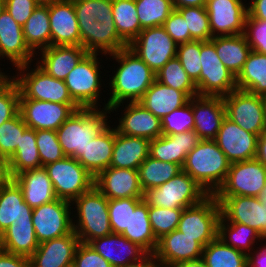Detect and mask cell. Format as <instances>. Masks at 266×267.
I'll use <instances>...</instances> for the list:
<instances>
[{
	"label": "cell",
	"instance_id": "obj_1",
	"mask_svg": "<svg viewBox=\"0 0 266 267\" xmlns=\"http://www.w3.org/2000/svg\"><path fill=\"white\" fill-rule=\"evenodd\" d=\"M78 21L81 46L88 53L110 55L127 48L119 36L112 14V0H72Z\"/></svg>",
	"mask_w": 266,
	"mask_h": 267
},
{
	"label": "cell",
	"instance_id": "obj_2",
	"mask_svg": "<svg viewBox=\"0 0 266 267\" xmlns=\"http://www.w3.org/2000/svg\"><path fill=\"white\" fill-rule=\"evenodd\" d=\"M109 56L119 65L109 82L110 97L104 106L113 113L126 100L138 102L156 80V74L128 47Z\"/></svg>",
	"mask_w": 266,
	"mask_h": 267
},
{
	"label": "cell",
	"instance_id": "obj_3",
	"mask_svg": "<svg viewBox=\"0 0 266 267\" xmlns=\"http://www.w3.org/2000/svg\"><path fill=\"white\" fill-rule=\"evenodd\" d=\"M230 164L215 140H199L186 155L182 171L189 174L208 195H214L224 183Z\"/></svg>",
	"mask_w": 266,
	"mask_h": 267
},
{
	"label": "cell",
	"instance_id": "obj_4",
	"mask_svg": "<svg viewBox=\"0 0 266 267\" xmlns=\"http://www.w3.org/2000/svg\"><path fill=\"white\" fill-rule=\"evenodd\" d=\"M106 108H80L56 130L65 156L77 159L88 143L111 122Z\"/></svg>",
	"mask_w": 266,
	"mask_h": 267
},
{
	"label": "cell",
	"instance_id": "obj_5",
	"mask_svg": "<svg viewBox=\"0 0 266 267\" xmlns=\"http://www.w3.org/2000/svg\"><path fill=\"white\" fill-rule=\"evenodd\" d=\"M75 206V215L72 218L73 231L80 242L89 244L92 240L112 234L108 198L95 186L81 194L72 203ZM76 223V224H75Z\"/></svg>",
	"mask_w": 266,
	"mask_h": 267
},
{
	"label": "cell",
	"instance_id": "obj_6",
	"mask_svg": "<svg viewBox=\"0 0 266 267\" xmlns=\"http://www.w3.org/2000/svg\"><path fill=\"white\" fill-rule=\"evenodd\" d=\"M30 66L29 63L16 67V70L19 71H17L16 74H18L11 76L19 87L20 99L77 105L72 100L64 80L56 79L48 75L37 63L34 69L31 68L30 70Z\"/></svg>",
	"mask_w": 266,
	"mask_h": 267
},
{
	"label": "cell",
	"instance_id": "obj_7",
	"mask_svg": "<svg viewBox=\"0 0 266 267\" xmlns=\"http://www.w3.org/2000/svg\"><path fill=\"white\" fill-rule=\"evenodd\" d=\"M208 194L186 172L182 171L169 181L144 192V201L162 208H188L200 203Z\"/></svg>",
	"mask_w": 266,
	"mask_h": 267
},
{
	"label": "cell",
	"instance_id": "obj_8",
	"mask_svg": "<svg viewBox=\"0 0 266 267\" xmlns=\"http://www.w3.org/2000/svg\"><path fill=\"white\" fill-rule=\"evenodd\" d=\"M98 55V53H87L64 80L72 100L80 108L101 107L98 101L103 87L100 76L102 65Z\"/></svg>",
	"mask_w": 266,
	"mask_h": 267
},
{
	"label": "cell",
	"instance_id": "obj_9",
	"mask_svg": "<svg viewBox=\"0 0 266 267\" xmlns=\"http://www.w3.org/2000/svg\"><path fill=\"white\" fill-rule=\"evenodd\" d=\"M44 168L58 199L72 203L94 186L95 177L73 157L65 156L59 161L47 164Z\"/></svg>",
	"mask_w": 266,
	"mask_h": 267
},
{
	"label": "cell",
	"instance_id": "obj_10",
	"mask_svg": "<svg viewBox=\"0 0 266 267\" xmlns=\"http://www.w3.org/2000/svg\"><path fill=\"white\" fill-rule=\"evenodd\" d=\"M220 217L221 209L216 197L208 195L200 203L183 209L177 230L205 247L218 237Z\"/></svg>",
	"mask_w": 266,
	"mask_h": 267
},
{
	"label": "cell",
	"instance_id": "obj_11",
	"mask_svg": "<svg viewBox=\"0 0 266 267\" xmlns=\"http://www.w3.org/2000/svg\"><path fill=\"white\" fill-rule=\"evenodd\" d=\"M266 185V166L251 159L231 163L227 177L215 197H258Z\"/></svg>",
	"mask_w": 266,
	"mask_h": 267
},
{
	"label": "cell",
	"instance_id": "obj_12",
	"mask_svg": "<svg viewBox=\"0 0 266 267\" xmlns=\"http://www.w3.org/2000/svg\"><path fill=\"white\" fill-rule=\"evenodd\" d=\"M200 55L202 70L196 86L198 95L224 97L237 89L236 77L222 64L210 40L201 41Z\"/></svg>",
	"mask_w": 266,
	"mask_h": 267
},
{
	"label": "cell",
	"instance_id": "obj_13",
	"mask_svg": "<svg viewBox=\"0 0 266 267\" xmlns=\"http://www.w3.org/2000/svg\"><path fill=\"white\" fill-rule=\"evenodd\" d=\"M156 74L169 60L176 57L177 44L163 26L143 29L128 45Z\"/></svg>",
	"mask_w": 266,
	"mask_h": 267
},
{
	"label": "cell",
	"instance_id": "obj_14",
	"mask_svg": "<svg viewBox=\"0 0 266 267\" xmlns=\"http://www.w3.org/2000/svg\"><path fill=\"white\" fill-rule=\"evenodd\" d=\"M71 206L70 202L57 198L33 208L32 222L39 244L73 231Z\"/></svg>",
	"mask_w": 266,
	"mask_h": 267
},
{
	"label": "cell",
	"instance_id": "obj_15",
	"mask_svg": "<svg viewBox=\"0 0 266 267\" xmlns=\"http://www.w3.org/2000/svg\"><path fill=\"white\" fill-rule=\"evenodd\" d=\"M222 98L226 117L245 131L259 136L266 126L262 97L236 89Z\"/></svg>",
	"mask_w": 266,
	"mask_h": 267
},
{
	"label": "cell",
	"instance_id": "obj_16",
	"mask_svg": "<svg viewBox=\"0 0 266 267\" xmlns=\"http://www.w3.org/2000/svg\"><path fill=\"white\" fill-rule=\"evenodd\" d=\"M78 105L52 103L33 99H20L19 113L28 128L57 130L75 111Z\"/></svg>",
	"mask_w": 266,
	"mask_h": 267
},
{
	"label": "cell",
	"instance_id": "obj_17",
	"mask_svg": "<svg viewBox=\"0 0 266 267\" xmlns=\"http://www.w3.org/2000/svg\"><path fill=\"white\" fill-rule=\"evenodd\" d=\"M245 5L242 0H207L212 38L244 34L248 15Z\"/></svg>",
	"mask_w": 266,
	"mask_h": 267
},
{
	"label": "cell",
	"instance_id": "obj_18",
	"mask_svg": "<svg viewBox=\"0 0 266 267\" xmlns=\"http://www.w3.org/2000/svg\"><path fill=\"white\" fill-rule=\"evenodd\" d=\"M216 199L223 220L250 226L266 240V206L258 197L234 196L216 197Z\"/></svg>",
	"mask_w": 266,
	"mask_h": 267
},
{
	"label": "cell",
	"instance_id": "obj_19",
	"mask_svg": "<svg viewBox=\"0 0 266 267\" xmlns=\"http://www.w3.org/2000/svg\"><path fill=\"white\" fill-rule=\"evenodd\" d=\"M230 163L255 159L258 136L225 117L214 139Z\"/></svg>",
	"mask_w": 266,
	"mask_h": 267
},
{
	"label": "cell",
	"instance_id": "obj_20",
	"mask_svg": "<svg viewBox=\"0 0 266 267\" xmlns=\"http://www.w3.org/2000/svg\"><path fill=\"white\" fill-rule=\"evenodd\" d=\"M112 267H132L142 264L150 255L122 234H110L89 243Z\"/></svg>",
	"mask_w": 266,
	"mask_h": 267
},
{
	"label": "cell",
	"instance_id": "obj_21",
	"mask_svg": "<svg viewBox=\"0 0 266 267\" xmlns=\"http://www.w3.org/2000/svg\"><path fill=\"white\" fill-rule=\"evenodd\" d=\"M203 248L195 238L176 229L158 240L152 257L162 267H170L179 262L201 259Z\"/></svg>",
	"mask_w": 266,
	"mask_h": 267
},
{
	"label": "cell",
	"instance_id": "obj_22",
	"mask_svg": "<svg viewBox=\"0 0 266 267\" xmlns=\"http://www.w3.org/2000/svg\"><path fill=\"white\" fill-rule=\"evenodd\" d=\"M51 46H81L80 31L72 0L49 4Z\"/></svg>",
	"mask_w": 266,
	"mask_h": 267
},
{
	"label": "cell",
	"instance_id": "obj_23",
	"mask_svg": "<svg viewBox=\"0 0 266 267\" xmlns=\"http://www.w3.org/2000/svg\"><path fill=\"white\" fill-rule=\"evenodd\" d=\"M94 186L108 199L144 197L138 170L108 167L95 177Z\"/></svg>",
	"mask_w": 266,
	"mask_h": 267
},
{
	"label": "cell",
	"instance_id": "obj_24",
	"mask_svg": "<svg viewBox=\"0 0 266 267\" xmlns=\"http://www.w3.org/2000/svg\"><path fill=\"white\" fill-rule=\"evenodd\" d=\"M35 53L27 46L23 27L5 9L0 15V59L7 58L13 66L31 64Z\"/></svg>",
	"mask_w": 266,
	"mask_h": 267
},
{
	"label": "cell",
	"instance_id": "obj_25",
	"mask_svg": "<svg viewBox=\"0 0 266 267\" xmlns=\"http://www.w3.org/2000/svg\"><path fill=\"white\" fill-rule=\"evenodd\" d=\"M194 132L200 140H214L226 117V109L221 96L192 97Z\"/></svg>",
	"mask_w": 266,
	"mask_h": 267
},
{
	"label": "cell",
	"instance_id": "obj_26",
	"mask_svg": "<svg viewBox=\"0 0 266 267\" xmlns=\"http://www.w3.org/2000/svg\"><path fill=\"white\" fill-rule=\"evenodd\" d=\"M80 243L74 231L66 236L42 242L29 257L31 267H72Z\"/></svg>",
	"mask_w": 266,
	"mask_h": 267
},
{
	"label": "cell",
	"instance_id": "obj_27",
	"mask_svg": "<svg viewBox=\"0 0 266 267\" xmlns=\"http://www.w3.org/2000/svg\"><path fill=\"white\" fill-rule=\"evenodd\" d=\"M119 118L116 130L126 136L153 140L162 136L161 119L154 116L139 102H128Z\"/></svg>",
	"mask_w": 266,
	"mask_h": 267
},
{
	"label": "cell",
	"instance_id": "obj_28",
	"mask_svg": "<svg viewBox=\"0 0 266 267\" xmlns=\"http://www.w3.org/2000/svg\"><path fill=\"white\" fill-rule=\"evenodd\" d=\"M36 54L38 66L53 78L65 80L88 53L82 46H49ZM42 55V56H41Z\"/></svg>",
	"mask_w": 266,
	"mask_h": 267
},
{
	"label": "cell",
	"instance_id": "obj_29",
	"mask_svg": "<svg viewBox=\"0 0 266 267\" xmlns=\"http://www.w3.org/2000/svg\"><path fill=\"white\" fill-rule=\"evenodd\" d=\"M199 140L194 130L162 135L150 140L149 156L159 161L183 166L186 155L197 145Z\"/></svg>",
	"mask_w": 266,
	"mask_h": 267
},
{
	"label": "cell",
	"instance_id": "obj_30",
	"mask_svg": "<svg viewBox=\"0 0 266 267\" xmlns=\"http://www.w3.org/2000/svg\"><path fill=\"white\" fill-rule=\"evenodd\" d=\"M149 149V139L123 135L114 127V146L109 167L138 170L149 156Z\"/></svg>",
	"mask_w": 266,
	"mask_h": 267
},
{
	"label": "cell",
	"instance_id": "obj_31",
	"mask_svg": "<svg viewBox=\"0 0 266 267\" xmlns=\"http://www.w3.org/2000/svg\"><path fill=\"white\" fill-rule=\"evenodd\" d=\"M14 181L21 188L24 201L35 208L57 199L52 182L44 167L17 174Z\"/></svg>",
	"mask_w": 266,
	"mask_h": 267
},
{
	"label": "cell",
	"instance_id": "obj_32",
	"mask_svg": "<svg viewBox=\"0 0 266 267\" xmlns=\"http://www.w3.org/2000/svg\"><path fill=\"white\" fill-rule=\"evenodd\" d=\"M114 125L95 136L81 151L78 162L94 177L110 166L114 146Z\"/></svg>",
	"mask_w": 266,
	"mask_h": 267
},
{
	"label": "cell",
	"instance_id": "obj_33",
	"mask_svg": "<svg viewBox=\"0 0 266 267\" xmlns=\"http://www.w3.org/2000/svg\"><path fill=\"white\" fill-rule=\"evenodd\" d=\"M189 99L183 91L165 86L155 80L138 102L154 116L162 119L165 115L183 107Z\"/></svg>",
	"mask_w": 266,
	"mask_h": 267
},
{
	"label": "cell",
	"instance_id": "obj_34",
	"mask_svg": "<svg viewBox=\"0 0 266 267\" xmlns=\"http://www.w3.org/2000/svg\"><path fill=\"white\" fill-rule=\"evenodd\" d=\"M38 246L32 219L16 220L1 234L0 248L12 254L30 257Z\"/></svg>",
	"mask_w": 266,
	"mask_h": 267
},
{
	"label": "cell",
	"instance_id": "obj_35",
	"mask_svg": "<svg viewBox=\"0 0 266 267\" xmlns=\"http://www.w3.org/2000/svg\"><path fill=\"white\" fill-rule=\"evenodd\" d=\"M210 41L215 45L222 64L237 77L251 52L246 36L244 34L218 36L211 38Z\"/></svg>",
	"mask_w": 266,
	"mask_h": 267
},
{
	"label": "cell",
	"instance_id": "obj_36",
	"mask_svg": "<svg viewBox=\"0 0 266 267\" xmlns=\"http://www.w3.org/2000/svg\"><path fill=\"white\" fill-rule=\"evenodd\" d=\"M33 208L25 201L18 184L13 180L0 188V234L14 221L32 219Z\"/></svg>",
	"mask_w": 266,
	"mask_h": 267
},
{
	"label": "cell",
	"instance_id": "obj_37",
	"mask_svg": "<svg viewBox=\"0 0 266 267\" xmlns=\"http://www.w3.org/2000/svg\"><path fill=\"white\" fill-rule=\"evenodd\" d=\"M122 235L138 244L150 256L155 253L158 240L152 231L148 204L144 200L138 206H130L129 228H126Z\"/></svg>",
	"mask_w": 266,
	"mask_h": 267
},
{
	"label": "cell",
	"instance_id": "obj_38",
	"mask_svg": "<svg viewBox=\"0 0 266 267\" xmlns=\"http://www.w3.org/2000/svg\"><path fill=\"white\" fill-rule=\"evenodd\" d=\"M237 89L262 96L266 93V54L249 53L243 69L236 77Z\"/></svg>",
	"mask_w": 266,
	"mask_h": 267
},
{
	"label": "cell",
	"instance_id": "obj_39",
	"mask_svg": "<svg viewBox=\"0 0 266 267\" xmlns=\"http://www.w3.org/2000/svg\"><path fill=\"white\" fill-rule=\"evenodd\" d=\"M22 27L26 44L35 54L51 46L49 4H38Z\"/></svg>",
	"mask_w": 266,
	"mask_h": 267
},
{
	"label": "cell",
	"instance_id": "obj_40",
	"mask_svg": "<svg viewBox=\"0 0 266 267\" xmlns=\"http://www.w3.org/2000/svg\"><path fill=\"white\" fill-rule=\"evenodd\" d=\"M218 237L226 244L245 254L251 253L258 242L266 241L262 235L250 226L226 222L221 217L218 222ZM258 241V242H257ZM248 251V252H247Z\"/></svg>",
	"mask_w": 266,
	"mask_h": 267
},
{
	"label": "cell",
	"instance_id": "obj_41",
	"mask_svg": "<svg viewBox=\"0 0 266 267\" xmlns=\"http://www.w3.org/2000/svg\"><path fill=\"white\" fill-rule=\"evenodd\" d=\"M201 259L207 267H248L247 254L226 245L219 237L203 248Z\"/></svg>",
	"mask_w": 266,
	"mask_h": 267
},
{
	"label": "cell",
	"instance_id": "obj_42",
	"mask_svg": "<svg viewBox=\"0 0 266 267\" xmlns=\"http://www.w3.org/2000/svg\"><path fill=\"white\" fill-rule=\"evenodd\" d=\"M112 14L119 36L129 45L143 30L135 0H112Z\"/></svg>",
	"mask_w": 266,
	"mask_h": 267
},
{
	"label": "cell",
	"instance_id": "obj_43",
	"mask_svg": "<svg viewBox=\"0 0 266 267\" xmlns=\"http://www.w3.org/2000/svg\"><path fill=\"white\" fill-rule=\"evenodd\" d=\"M139 182L145 192L158 187L182 172V166L166 161H159L148 156L139 166Z\"/></svg>",
	"mask_w": 266,
	"mask_h": 267
},
{
	"label": "cell",
	"instance_id": "obj_44",
	"mask_svg": "<svg viewBox=\"0 0 266 267\" xmlns=\"http://www.w3.org/2000/svg\"><path fill=\"white\" fill-rule=\"evenodd\" d=\"M13 177L17 174L41 167V160L36 145V130L27 128L21 136L20 144L10 158Z\"/></svg>",
	"mask_w": 266,
	"mask_h": 267
},
{
	"label": "cell",
	"instance_id": "obj_45",
	"mask_svg": "<svg viewBox=\"0 0 266 267\" xmlns=\"http://www.w3.org/2000/svg\"><path fill=\"white\" fill-rule=\"evenodd\" d=\"M156 80L165 86L183 91L189 98L198 95L195 83L176 57L169 60L156 73Z\"/></svg>",
	"mask_w": 266,
	"mask_h": 267
},
{
	"label": "cell",
	"instance_id": "obj_46",
	"mask_svg": "<svg viewBox=\"0 0 266 267\" xmlns=\"http://www.w3.org/2000/svg\"><path fill=\"white\" fill-rule=\"evenodd\" d=\"M142 29L162 26L174 10L172 0H135Z\"/></svg>",
	"mask_w": 266,
	"mask_h": 267
},
{
	"label": "cell",
	"instance_id": "obj_47",
	"mask_svg": "<svg viewBox=\"0 0 266 267\" xmlns=\"http://www.w3.org/2000/svg\"><path fill=\"white\" fill-rule=\"evenodd\" d=\"M183 208H162L148 205V216L157 240L178 228Z\"/></svg>",
	"mask_w": 266,
	"mask_h": 267
},
{
	"label": "cell",
	"instance_id": "obj_48",
	"mask_svg": "<svg viewBox=\"0 0 266 267\" xmlns=\"http://www.w3.org/2000/svg\"><path fill=\"white\" fill-rule=\"evenodd\" d=\"M186 20L191 39L194 41H209L212 38L209 15L206 7H183L177 9Z\"/></svg>",
	"mask_w": 266,
	"mask_h": 267
},
{
	"label": "cell",
	"instance_id": "obj_49",
	"mask_svg": "<svg viewBox=\"0 0 266 267\" xmlns=\"http://www.w3.org/2000/svg\"><path fill=\"white\" fill-rule=\"evenodd\" d=\"M28 128L20 113L0 126V155L11 158Z\"/></svg>",
	"mask_w": 266,
	"mask_h": 267
},
{
	"label": "cell",
	"instance_id": "obj_50",
	"mask_svg": "<svg viewBox=\"0 0 266 267\" xmlns=\"http://www.w3.org/2000/svg\"><path fill=\"white\" fill-rule=\"evenodd\" d=\"M143 200V197L108 199L109 221L114 234H122L129 228L130 206H138Z\"/></svg>",
	"mask_w": 266,
	"mask_h": 267
},
{
	"label": "cell",
	"instance_id": "obj_51",
	"mask_svg": "<svg viewBox=\"0 0 266 267\" xmlns=\"http://www.w3.org/2000/svg\"><path fill=\"white\" fill-rule=\"evenodd\" d=\"M162 135L179 134L194 130L192 97L183 107L172 111L161 119Z\"/></svg>",
	"mask_w": 266,
	"mask_h": 267
},
{
	"label": "cell",
	"instance_id": "obj_52",
	"mask_svg": "<svg viewBox=\"0 0 266 267\" xmlns=\"http://www.w3.org/2000/svg\"><path fill=\"white\" fill-rule=\"evenodd\" d=\"M201 41H191L177 45L176 58L181 62L190 79L197 86L200 82Z\"/></svg>",
	"mask_w": 266,
	"mask_h": 267
},
{
	"label": "cell",
	"instance_id": "obj_53",
	"mask_svg": "<svg viewBox=\"0 0 266 267\" xmlns=\"http://www.w3.org/2000/svg\"><path fill=\"white\" fill-rule=\"evenodd\" d=\"M36 145L41 160V167L65 157L55 130H37Z\"/></svg>",
	"mask_w": 266,
	"mask_h": 267
},
{
	"label": "cell",
	"instance_id": "obj_54",
	"mask_svg": "<svg viewBox=\"0 0 266 267\" xmlns=\"http://www.w3.org/2000/svg\"><path fill=\"white\" fill-rule=\"evenodd\" d=\"M20 90L10 75L0 84V126L19 113Z\"/></svg>",
	"mask_w": 266,
	"mask_h": 267
},
{
	"label": "cell",
	"instance_id": "obj_55",
	"mask_svg": "<svg viewBox=\"0 0 266 267\" xmlns=\"http://www.w3.org/2000/svg\"><path fill=\"white\" fill-rule=\"evenodd\" d=\"M244 35L251 50L266 54V21L254 19L247 15Z\"/></svg>",
	"mask_w": 266,
	"mask_h": 267
},
{
	"label": "cell",
	"instance_id": "obj_56",
	"mask_svg": "<svg viewBox=\"0 0 266 267\" xmlns=\"http://www.w3.org/2000/svg\"><path fill=\"white\" fill-rule=\"evenodd\" d=\"M162 26L177 45L193 41L186 20L177 9L172 11Z\"/></svg>",
	"mask_w": 266,
	"mask_h": 267
},
{
	"label": "cell",
	"instance_id": "obj_57",
	"mask_svg": "<svg viewBox=\"0 0 266 267\" xmlns=\"http://www.w3.org/2000/svg\"><path fill=\"white\" fill-rule=\"evenodd\" d=\"M72 267H112L90 244L80 243Z\"/></svg>",
	"mask_w": 266,
	"mask_h": 267
},
{
	"label": "cell",
	"instance_id": "obj_58",
	"mask_svg": "<svg viewBox=\"0 0 266 267\" xmlns=\"http://www.w3.org/2000/svg\"><path fill=\"white\" fill-rule=\"evenodd\" d=\"M37 6L38 3L35 0H5V9L21 26L25 24Z\"/></svg>",
	"mask_w": 266,
	"mask_h": 267
},
{
	"label": "cell",
	"instance_id": "obj_59",
	"mask_svg": "<svg viewBox=\"0 0 266 267\" xmlns=\"http://www.w3.org/2000/svg\"><path fill=\"white\" fill-rule=\"evenodd\" d=\"M0 267H31L30 258L0 248Z\"/></svg>",
	"mask_w": 266,
	"mask_h": 267
},
{
	"label": "cell",
	"instance_id": "obj_60",
	"mask_svg": "<svg viewBox=\"0 0 266 267\" xmlns=\"http://www.w3.org/2000/svg\"><path fill=\"white\" fill-rule=\"evenodd\" d=\"M264 244L260 242L257 251L254 249L253 253L247 254L248 267H266V242Z\"/></svg>",
	"mask_w": 266,
	"mask_h": 267
},
{
	"label": "cell",
	"instance_id": "obj_61",
	"mask_svg": "<svg viewBox=\"0 0 266 267\" xmlns=\"http://www.w3.org/2000/svg\"><path fill=\"white\" fill-rule=\"evenodd\" d=\"M247 5L249 17L266 21V0H251Z\"/></svg>",
	"mask_w": 266,
	"mask_h": 267
},
{
	"label": "cell",
	"instance_id": "obj_62",
	"mask_svg": "<svg viewBox=\"0 0 266 267\" xmlns=\"http://www.w3.org/2000/svg\"><path fill=\"white\" fill-rule=\"evenodd\" d=\"M14 180L11 172L10 159L0 155V188Z\"/></svg>",
	"mask_w": 266,
	"mask_h": 267
},
{
	"label": "cell",
	"instance_id": "obj_63",
	"mask_svg": "<svg viewBox=\"0 0 266 267\" xmlns=\"http://www.w3.org/2000/svg\"><path fill=\"white\" fill-rule=\"evenodd\" d=\"M255 158L266 166V126L258 136L257 154Z\"/></svg>",
	"mask_w": 266,
	"mask_h": 267
},
{
	"label": "cell",
	"instance_id": "obj_64",
	"mask_svg": "<svg viewBox=\"0 0 266 267\" xmlns=\"http://www.w3.org/2000/svg\"><path fill=\"white\" fill-rule=\"evenodd\" d=\"M207 0H172L174 9L206 6Z\"/></svg>",
	"mask_w": 266,
	"mask_h": 267
},
{
	"label": "cell",
	"instance_id": "obj_65",
	"mask_svg": "<svg viewBox=\"0 0 266 267\" xmlns=\"http://www.w3.org/2000/svg\"><path fill=\"white\" fill-rule=\"evenodd\" d=\"M170 267H207L202 259L176 263Z\"/></svg>",
	"mask_w": 266,
	"mask_h": 267
},
{
	"label": "cell",
	"instance_id": "obj_66",
	"mask_svg": "<svg viewBox=\"0 0 266 267\" xmlns=\"http://www.w3.org/2000/svg\"><path fill=\"white\" fill-rule=\"evenodd\" d=\"M132 267H162V266L159 263H157L152 256H150L142 264L132 266Z\"/></svg>",
	"mask_w": 266,
	"mask_h": 267
},
{
	"label": "cell",
	"instance_id": "obj_67",
	"mask_svg": "<svg viewBox=\"0 0 266 267\" xmlns=\"http://www.w3.org/2000/svg\"><path fill=\"white\" fill-rule=\"evenodd\" d=\"M259 201L266 206V185L258 196Z\"/></svg>",
	"mask_w": 266,
	"mask_h": 267
},
{
	"label": "cell",
	"instance_id": "obj_68",
	"mask_svg": "<svg viewBox=\"0 0 266 267\" xmlns=\"http://www.w3.org/2000/svg\"><path fill=\"white\" fill-rule=\"evenodd\" d=\"M38 4H42V5H48L54 1H58V0H35Z\"/></svg>",
	"mask_w": 266,
	"mask_h": 267
},
{
	"label": "cell",
	"instance_id": "obj_69",
	"mask_svg": "<svg viewBox=\"0 0 266 267\" xmlns=\"http://www.w3.org/2000/svg\"><path fill=\"white\" fill-rule=\"evenodd\" d=\"M9 73H7L6 75V72H2V70L0 69V84L9 76L8 75Z\"/></svg>",
	"mask_w": 266,
	"mask_h": 267
},
{
	"label": "cell",
	"instance_id": "obj_70",
	"mask_svg": "<svg viewBox=\"0 0 266 267\" xmlns=\"http://www.w3.org/2000/svg\"><path fill=\"white\" fill-rule=\"evenodd\" d=\"M5 10V0H0V15Z\"/></svg>",
	"mask_w": 266,
	"mask_h": 267
},
{
	"label": "cell",
	"instance_id": "obj_71",
	"mask_svg": "<svg viewBox=\"0 0 266 267\" xmlns=\"http://www.w3.org/2000/svg\"><path fill=\"white\" fill-rule=\"evenodd\" d=\"M261 97H262V100H263L265 117H266V93L263 94Z\"/></svg>",
	"mask_w": 266,
	"mask_h": 267
}]
</instances>
